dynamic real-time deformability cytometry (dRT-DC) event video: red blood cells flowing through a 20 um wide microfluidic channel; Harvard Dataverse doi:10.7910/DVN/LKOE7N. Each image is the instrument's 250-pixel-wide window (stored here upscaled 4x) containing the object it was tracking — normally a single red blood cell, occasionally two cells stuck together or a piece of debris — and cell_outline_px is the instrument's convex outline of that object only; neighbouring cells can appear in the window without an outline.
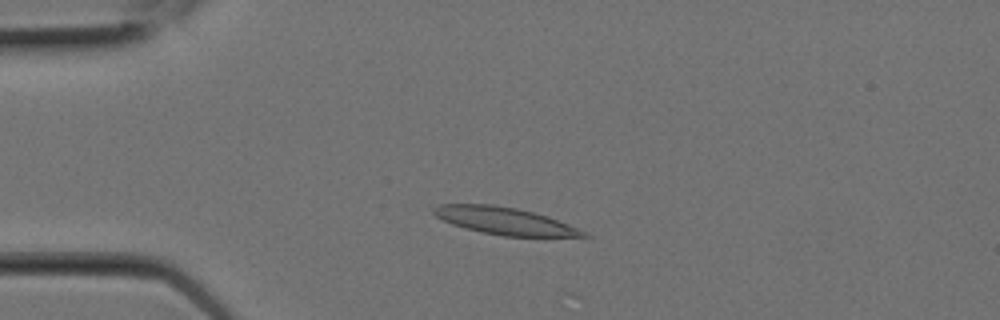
{"species": "Egyptian fruit bat (a non-hibernating species)", "species_latin": "Rousettus aegyptiacus", "temperature_condition": "room temperature", "stored_images_in_passage": 5, "camera_frame_rate_fps": 3000, "um_per_image_px": 0.085, "animal": {"sex": "female"}, "frame": {"image": 1, "passage_image": 4, "time_ms": 1.0, "image_size_px": [1000, 320], "cell_outline_px": [[592, 236], [504, 236], [480, 232], [452, 224], [436, 216], [432, 212], [432, 208], [440, 204], [492, 204], [516, 208], [548, 216], [588, 232]], "centroid_in_image_um": [42.89, 18.77], "position_along_channel_um": 42.1, "area_um2": 23.58}}